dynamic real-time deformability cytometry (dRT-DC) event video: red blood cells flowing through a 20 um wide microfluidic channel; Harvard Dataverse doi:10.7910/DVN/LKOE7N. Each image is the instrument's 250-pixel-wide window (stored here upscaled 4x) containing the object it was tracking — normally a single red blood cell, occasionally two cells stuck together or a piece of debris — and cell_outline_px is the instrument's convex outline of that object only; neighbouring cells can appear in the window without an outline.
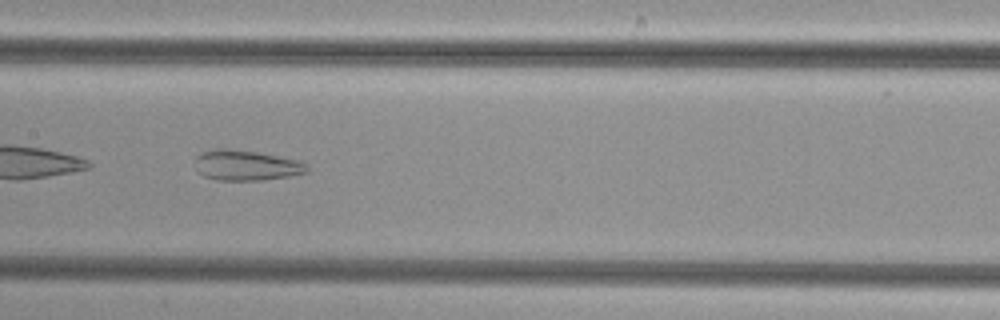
{"species": "common noctule bat (a hibernating species)", "species_latin": "Nyctalus noctula", "temperature_condition": "cold", "stored_images_in_passage": 34, "camera_frame_rate_fps": 3000, "um_per_image_px": 0.085, "animal": {"sex": "female", "body_mass_g": 29.2, "forearm_length_mm": 56.3}, "frame": {"image": 1, "passage_image": 10, "time_ms": 3.0, "image_size_px": [1000, 320], "cell_outline_px": [[308, 172], [288, 176], [260, 180], [216, 180], [204, 176], [200, 172], [196, 160], [196, 156], [204, 152], [216, 148], [228, 148], [256, 152], [296, 160], [308, 164]], "centroid_in_image_um": [20.94, 14.05], "position_along_channel_um": 186.5, "area_um2": 19.42}}
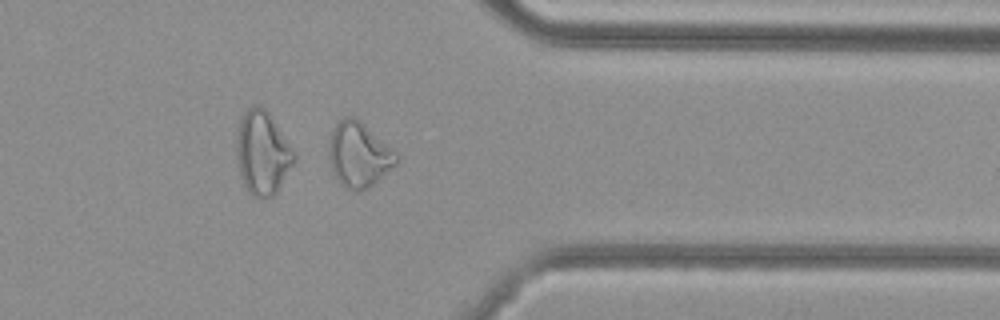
{"frame": {"image": 2, "passage_image": 25, "time_ms": 8.0, "image_size_px": [1000, 320], "cell_outline_px": [[400, 160], [396, 164], [368, 188], [356, 192], [344, 188], [340, 184], [332, 172], [328, 156], [328, 144], [332, 128], [344, 116], [356, 116], [396, 152], [400, 156]], "centroid_in_image_um": [30.47, 13.14], "position_along_channel_um": 380.9, "area_um2": 25.89}}